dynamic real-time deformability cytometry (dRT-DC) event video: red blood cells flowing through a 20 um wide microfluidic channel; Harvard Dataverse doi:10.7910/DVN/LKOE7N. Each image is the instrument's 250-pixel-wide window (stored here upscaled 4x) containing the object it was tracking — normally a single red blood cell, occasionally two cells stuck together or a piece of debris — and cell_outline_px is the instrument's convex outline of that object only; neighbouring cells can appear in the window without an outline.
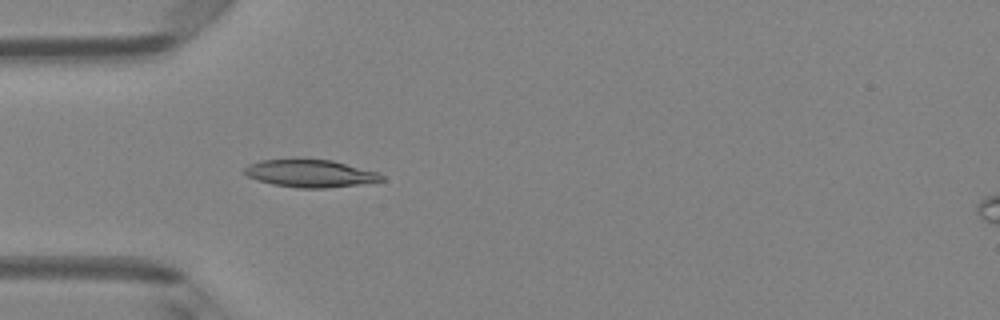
{"species": "Egyptian fruit bat (a non-hibernating species)", "species_latin": "Rousettus aegyptiacus", "temperature_condition": "room temperature", "stored_images_in_passage": 5, "camera_frame_rate_fps": 3000, "um_per_image_px": 0.085, "animal": {"sex": "female"}, "frame": {"image": 1, "passage_image": 4, "time_ms": 1.0, "image_size_px": [1000, 320], "cell_outline_px": [[384, 180], [360, 184], [328, 188], [300, 188], [272, 184], [248, 176], [244, 172], [244, 168], [248, 164], [260, 160], [296, 156], [332, 160], [376, 172], [384, 176]], "centroid_in_image_um": [26.32, 14.69], "position_along_channel_um": 58.7, "area_um2": 22.6}}